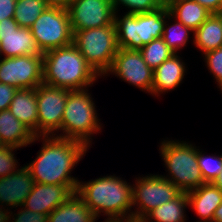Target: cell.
I'll return each mask as SVG.
<instances>
[{
    "label": "cell",
    "instance_id": "6da1fadb",
    "mask_svg": "<svg viewBox=\"0 0 222 222\" xmlns=\"http://www.w3.org/2000/svg\"><path fill=\"white\" fill-rule=\"evenodd\" d=\"M55 135L39 136L43 140L42 148L37 158L25 166L37 183L78 185L79 180L71 176V171L89 148L77 140Z\"/></svg>",
    "mask_w": 222,
    "mask_h": 222
},
{
    "label": "cell",
    "instance_id": "7a4b0ae2",
    "mask_svg": "<svg viewBox=\"0 0 222 222\" xmlns=\"http://www.w3.org/2000/svg\"><path fill=\"white\" fill-rule=\"evenodd\" d=\"M76 194L96 218L102 212L108 221H132L133 185L120 177L109 175L87 183L79 181Z\"/></svg>",
    "mask_w": 222,
    "mask_h": 222
},
{
    "label": "cell",
    "instance_id": "3957f363",
    "mask_svg": "<svg viewBox=\"0 0 222 222\" xmlns=\"http://www.w3.org/2000/svg\"><path fill=\"white\" fill-rule=\"evenodd\" d=\"M98 76L100 77L74 44L43 54L45 84L68 90H81L92 86Z\"/></svg>",
    "mask_w": 222,
    "mask_h": 222
},
{
    "label": "cell",
    "instance_id": "277c9868",
    "mask_svg": "<svg viewBox=\"0 0 222 222\" xmlns=\"http://www.w3.org/2000/svg\"><path fill=\"white\" fill-rule=\"evenodd\" d=\"M166 18H169V11L165 3L151 12H127L122 18L115 12L114 24L119 48L140 50L152 40L162 38Z\"/></svg>",
    "mask_w": 222,
    "mask_h": 222
},
{
    "label": "cell",
    "instance_id": "5b68a950",
    "mask_svg": "<svg viewBox=\"0 0 222 222\" xmlns=\"http://www.w3.org/2000/svg\"><path fill=\"white\" fill-rule=\"evenodd\" d=\"M160 153L168 174L164 177L171 181L181 192L199 188L204 184L198 165V149L186 141L163 140Z\"/></svg>",
    "mask_w": 222,
    "mask_h": 222
},
{
    "label": "cell",
    "instance_id": "8992f818",
    "mask_svg": "<svg viewBox=\"0 0 222 222\" xmlns=\"http://www.w3.org/2000/svg\"><path fill=\"white\" fill-rule=\"evenodd\" d=\"M87 89L69 90L61 124L63 134L58 137L77 140L90 148L91 136L101 130V123Z\"/></svg>",
    "mask_w": 222,
    "mask_h": 222
},
{
    "label": "cell",
    "instance_id": "52a82bcc",
    "mask_svg": "<svg viewBox=\"0 0 222 222\" xmlns=\"http://www.w3.org/2000/svg\"><path fill=\"white\" fill-rule=\"evenodd\" d=\"M73 44L101 77L106 76L120 49L115 24L73 31Z\"/></svg>",
    "mask_w": 222,
    "mask_h": 222
},
{
    "label": "cell",
    "instance_id": "ba28073f",
    "mask_svg": "<svg viewBox=\"0 0 222 222\" xmlns=\"http://www.w3.org/2000/svg\"><path fill=\"white\" fill-rule=\"evenodd\" d=\"M30 31L43 53L73 44L68 9L48 7L34 24Z\"/></svg>",
    "mask_w": 222,
    "mask_h": 222
},
{
    "label": "cell",
    "instance_id": "9c48e42d",
    "mask_svg": "<svg viewBox=\"0 0 222 222\" xmlns=\"http://www.w3.org/2000/svg\"><path fill=\"white\" fill-rule=\"evenodd\" d=\"M133 185L132 220L141 221L156 207L176 198L181 191L163 175H149L136 178Z\"/></svg>",
    "mask_w": 222,
    "mask_h": 222
},
{
    "label": "cell",
    "instance_id": "30bf717a",
    "mask_svg": "<svg viewBox=\"0 0 222 222\" xmlns=\"http://www.w3.org/2000/svg\"><path fill=\"white\" fill-rule=\"evenodd\" d=\"M69 90L42 83L36 87L38 136H53L60 129Z\"/></svg>",
    "mask_w": 222,
    "mask_h": 222
},
{
    "label": "cell",
    "instance_id": "8fae6325",
    "mask_svg": "<svg viewBox=\"0 0 222 222\" xmlns=\"http://www.w3.org/2000/svg\"><path fill=\"white\" fill-rule=\"evenodd\" d=\"M0 83L17 89L36 88L43 83V56L3 57L0 60Z\"/></svg>",
    "mask_w": 222,
    "mask_h": 222
},
{
    "label": "cell",
    "instance_id": "7c38bea8",
    "mask_svg": "<svg viewBox=\"0 0 222 222\" xmlns=\"http://www.w3.org/2000/svg\"><path fill=\"white\" fill-rule=\"evenodd\" d=\"M113 73L125 82L152 94L153 70L144 61L139 50L120 48L114 57L111 68L106 72Z\"/></svg>",
    "mask_w": 222,
    "mask_h": 222
},
{
    "label": "cell",
    "instance_id": "4fadbf2b",
    "mask_svg": "<svg viewBox=\"0 0 222 222\" xmlns=\"http://www.w3.org/2000/svg\"><path fill=\"white\" fill-rule=\"evenodd\" d=\"M68 12L72 31L114 25L111 0H72Z\"/></svg>",
    "mask_w": 222,
    "mask_h": 222
},
{
    "label": "cell",
    "instance_id": "5bb4252c",
    "mask_svg": "<svg viewBox=\"0 0 222 222\" xmlns=\"http://www.w3.org/2000/svg\"><path fill=\"white\" fill-rule=\"evenodd\" d=\"M30 28L19 27L14 18L0 21V55L12 58L25 55L43 56Z\"/></svg>",
    "mask_w": 222,
    "mask_h": 222
},
{
    "label": "cell",
    "instance_id": "9a60e30c",
    "mask_svg": "<svg viewBox=\"0 0 222 222\" xmlns=\"http://www.w3.org/2000/svg\"><path fill=\"white\" fill-rule=\"evenodd\" d=\"M76 189L77 185H54L35 182L22 207L33 212L49 215L75 193Z\"/></svg>",
    "mask_w": 222,
    "mask_h": 222
},
{
    "label": "cell",
    "instance_id": "2e32d148",
    "mask_svg": "<svg viewBox=\"0 0 222 222\" xmlns=\"http://www.w3.org/2000/svg\"><path fill=\"white\" fill-rule=\"evenodd\" d=\"M34 184L35 180L26 166L0 178V217L7 211L3 206H11L15 209L18 206L21 207Z\"/></svg>",
    "mask_w": 222,
    "mask_h": 222
},
{
    "label": "cell",
    "instance_id": "e0dca14e",
    "mask_svg": "<svg viewBox=\"0 0 222 222\" xmlns=\"http://www.w3.org/2000/svg\"><path fill=\"white\" fill-rule=\"evenodd\" d=\"M180 58L177 54H173L153 71V96L171 91L182 83L186 66Z\"/></svg>",
    "mask_w": 222,
    "mask_h": 222
},
{
    "label": "cell",
    "instance_id": "ac0fdd59",
    "mask_svg": "<svg viewBox=\"0 0 222 222\" xmlns=\"http://www.w3.org/2000/svg\"><path fill=\"white\" fill-rule=\"evenodd\" d=\"M189 206L199 216L198 222H213L216 208L222 203V191L213 183L186 192Z\"/></svg>",
    "mask_w": 222,
    "mask_h": 222
},
{
    "label": "cell",
    "instance_id": "d6986e66",
    "mask_svg": "<svg viewBox=\"0 0 222 222\" xmlns=\"http://www.w3.org/2000/svg\"><path fill=\"white\" fill-rule=\"evenodd\" d=\"M38 139L39 136H35L9 109L0 111V143L3 146L27 147Z\"/></svg>",
    "mask_w": 222,
    "mask_h": 222
},
{
    "label": "cell",
    "instance_id": "ffe728a7",
    "mask_svg": "<svg viewBox=\"0 0 222 222\" xmlns=\"http://www.w3.org/2000/svg\"><path fill=\"white\" fill-rule=\"evenodd\" d=\"M9 111L38 136L36 88L18 89L10 103Z\"/></svg>",
    "mask_w": 222,
    "mask_h": 222
},
{
    "label": "cell",
    "instance_id": "44dd1931",
    "mask_svg": "<svg viewBox=\"0 0 222 222\" xmlns=\"http://www.w3.org/2000/svg\"><path fill=\"white\" fill-rule=\"evenodd\" d=\"M169 18H175L195 31L210 15L203 6L194 0H165Z\"/></svg>",
    "mask_w": 222,
    "mask_h": 222
},
{
    "label": "cell",
    "instance_id": "7402d4cb",
    "mask_svg": "<svg viewBox=\"0 0 222 222\" xmlns=\"http://www.w3.org/2000/svg\"><path fill=\"white\" fill-rule=\"evenodd\" d=\"M96 220L94 213L75 192L48 215L47 222H95Z\"/></svg>",
    "mask_w": 222,
    "mask_h": 222
},
{
    "label": "cell",
    "instance_id": "603a6c76",
    "mask_svg": "<svg viewBox=\"0 0 222 222\" xmlns=\"http://www.w3.org/2000/svg\"><path fill=\"white\" fill-rule=\"evenodd\" d=\"M193 43L203 54L222 47V18L211 14L193 33Z\"/></svg>",
    "mask_w": 222,
    "mask_h": 222
},
{
    "label": "cell",
    "instance_id": "cb8c5ba5",
    "mask_svg": "<svg viewBox=\"0 0 222 222\" xmlns=\"http://www.w3.org/2000/svg\"><path fill=\"white\" fill-rule=\"evenodd\" d=\"M187 206L188 196L186 192H181L176 198L149 212L141 222H185L184 213Z\"/></svg>",
    "mask_w": 222,
    "mask_h": 222
},
{
    "label": "cell",
    "instance_id": "d4e9b609",
    "mask_svg": "<svg viewBox=\"0 0 222 222\" xmlns=\"http://www.w3.org/2000/svg\"><path fill=\"white\" fill-rule=\"evenodd\" d=\"M47 8L45 0H16L13 18L19 27L30 28Z\"/></svg>",
    "mask_w": 222,
    "mask_h": 222
},
{
    "label": "cell",
    "instance_id": "484cf974",
    "mask_svg": "<svg viewBox=\"0 0 222 222\" xmlns=\"http://www.w3.org/2000/svg\"><path fill=\"white\" fill-rule=\"evenodd\" d=\"M174 20L175 23L172 25L169 24L167 19L165 20L162 39L175 54H178L177 51H179V49H182V47L187 44L190 38V32L194 33V31L186 27L178 20Z\"/></svg>",
    "mask_w": 222,
    "mask_h": 222
},
{
    "label": "cell",
    "instance_id": "4316f807",
    "mask_svg": "<svg viewBox=\"0 0 222 222\" xmlns=\"http://www.w3.org/2000/svg\"><path fill=\"white\" fill-rule=\"evenodd\" d=\"M144 61L154 71L161 63L175 54L162 38L154 39L140 50Z\"/></svg>",
    "mask_w": 222,
    "mask_h": 222
},
{
    "label": "cell",
    "instance_id": "83f0119b",
    "mask_svg": "<svg viewBox=\"0 0 222 222\" xmlns=\"http://www.w3.org/2000/svg\"><path fill=\"white\" fill-rule=\"evenodd\" d=\"M198 149V165L205 183H213L222 171V153L219 156H205Z\"/></svg>",
    "mask_w": 222,
    "mask_h": 222
},
{
    "label": "cell",
    "instance_id": "f1b7e54d",
    "mask_svg": "<svg viewBox=\"0 0 222 222\" xmlns=\"http://www.w3.org/2000/svg\"><path fill=\"white\" fill-rule=\"evenodd\" d=\"M111 3L115 12L121 4L129 9L128 13L140 14L156 10L165 0H111Z\"/></svg>",
    "mask_w": 222,
    "mask_h": 222
},
{
    "label": "cell",
    "instance_id": "f546056e",
    "mask_svg": "<svg viewBox=\"0 0 222 222\" xmlns=\"http://www.w3.org/2000/svg\"><path fill=\"white\" fill-rule=\"evenodd\" d=\"M17 147L1 146L0 147V178L13 174L17 171V159H15V151ZM14 150V152H13Z\"/></svg>",
    "mask_w": 222,
    "mask_h": 222
},
{
    "label": "cell",
    "instance_id": "4dcf8cb0",
    "mask_svg": "<svg viewBox=\"0 0 222 222\" xmlns=\"http://www.w3.org/2000/svg\"><path fill=\"white\" fill-rule=\"evenodd\" d=\"M203 55L208 70H210V73H212L222 91V47Z\"/></svg>",
    "mask_w": 222,
    "mask_h": 222
},
{
    "label": "cell",
    "instance_id": "1f68e13d",
    "mask_svg": "<svg viewBox=\"0 0 222 222\" xmlns=\"http://www.w3.org/2000/svg\"><path fill=\"white\" fill-rule=\"evenodd\" d=\"M11 212V213H10ZM7 210L1 217L0 222H47L48 215L40 214L38 212H33L31 210L22 209L18 211L17 214L12 215V211ZM13 216V220H11Z\"/></svg>",
    "mask_w": 222,
    "mask_h": 222
},
{
    "label": "cell",
    "instance_id": "d6a6232c",
    "mask_svg": "<svg viewBox=\"0 0 222 222\" xmlns=\"http://www.w3.org/2000/svg\"><path fill=\"white\" fill-rule=\"evenodd\" d=\"M17 88L0 83V111L8 110L12 99L14 98Z\"/></svg>",
    "mask_w": 222,
    "mask_h": 222
},
{
    "label": "cell",
    "instance_id": "836d02e7",
    "mask_svg": "<svg viewBox=\"0 0 222 222\" xmlns=\"http://www.w3.org/2000/svg\"><path fill=\"white\" fill-rule=\"evenodd\" d=\"M16 7V0H0V21L13 18Z\"/></svg>",
    "mask_w": 222,
    "mask_h": 222
},
{
    "label": "cell",
    "instance_id": "e575fe53",
    "mask_svg": "<svg viewBox=\"0 0 222 222\" xmlns=\"http://www.w3.org/2000/svg\"><path fill=\"white\" fill-rule=\"evenodd\" d=\"M203 6L211 14H218L222 9V0H194Z\"/></svg>",
    "mask_w": 222,
    "mask_h": 222
},
{
    "label": "cell",
    "instance_id": "d590c367",
    "mask_svg": "<svg viewBox=\"0 0 222 222\" xmlns=\"http://www.w3.org/2000/svg\"><path fill=\"white\" fill-rule=\"evenodd\" d=\"M72 0H45L48 7H60L68 9Z\"/></svg>",
    "mask_w": 222,
    "mask_h": 222
},
{
    "label": "cell",
    "instance_id": "8d00e7d4",
    "mask_svg": "<svg viewBox=\"0 0 222 222\" xmlns=\"http://www.w3.org/2000/svg\"><path fill=\"white\" fill-rule=\"evenodd\" d=\"M213 222H222V203L215 210Z\"/></svg>",
    "mask_w": 222,
    "mask_h": 222
},
{
    "label": "cell",
    "instance_id": "74e56055",
    "mask_svg": "<svg viewBox=\"0 0 222 222\" xmlns=\"http://www.w3.org/2000/svg\"><path fill=\"white\" fill-rule=\"evenodd\" d=\"M213 184L222 191V171L219 176L213 181Z\"/></svg>",
    "mask_w": 222,
    "mask_h": 222
},
{
    "label": "cell",
    "instance_id": "f35d334b",
    "mask_svg": "<svg viewBox=\"0 0 222 222\" xmlns=\"http://www.w3.org/2000/svg\"><path fill=\"white\" fill-rule=\"evenodd\" d=\"M218 14L222 18V9L218 12Z\"/></svg>",
    "mask_w": 222,
    "mask_h": 222
},
{
    "label": "cell",
    "instance_id": "ab89813d",
    "mask_svg": "<svg viewBox=\"0 0 222 222\" xmlns=\"http://www.w3.org/2000/svg\"><path fill=\"white\" fill-rule=\"evenodd\" d=\"M104 222H121V221H108V220H105Z\"/></svg>",
    "mask_w": 222,
    "mask_h": 222
}]
</instances>
